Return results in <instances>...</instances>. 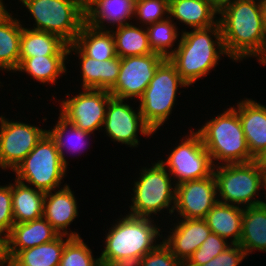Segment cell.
Instances as JSON below:
<instances>
[{
	"instance_id": "9c48e42d",
	"label": "cell",
	"mask_w": 266,
	"mask_h": 266,
	"mask_svg": "<svg viewBox=\"0 0 266 266\" xmlns=\"http://www.w3.org/2000/svg\"><path fill=\"white\" fill-rule=\"evenodd\" d=\"M35 23L27 28L55 34L68 45L74 43L83 24L85 11L77 0H18ZM32 16V17H31ZM32 26V28H31Z\"/></svg>"
},
{
	"instance_id": "cb8c5ba5",
	"label": "cell",
	"mask_w": 266,
	"mask_h": 266,
	"mask_svg": "<svg viewBox=\"0 0 266 266\" xmlns=\"http://www.w3.org/2000/svg\"><path fill=\"white\" fill-rule=\"evenodd\" d=\"M244 208L217 202L204 218L212 233L239 244Z\"/></svg>"
},
{
	"instance_id": "f546056e",
	"label": "cell",
	"mask_w": 266,
	"mask_h": 266,
	"mask_svg": "<svg viewBox=\"0 0 266 266\" xmlns=\"http://www.w3.org/2000/svg\"><path fill=\"white\" fill-rule=\"evenodd\" d=\"M71 238L59 235L51 242L19 250L10 260L16 266H59L65 244Z\"/></svg>"
},
{
	"instance_id": "ee69618b",
	"label": "cell",
	"mask_w": 266,
	"mask_h": 266,
	"mask_svg": "<svg viewBox=\"0 0 266 266\" xmlns=\"http://www.w3.org/2000/svg\"><path fill=\"white\" fill-rule=\"evenodd\" d=\"M79 6L86 11L92 4H94L97 0H77Z\"/></svg>"
},
{
	"instance_id": "5b68a950",
	"label": "cell",
	"mask_w": 266,
	"mask_h": 266,
	"mask_svg": "<svg viewBox=\"0 0 266 266\" xmlns=\"http://www.w3.org/2000/svg\"><path fill=\"white\" fill-rule=\"evenodd\" d=\"M150 168L141 167L139 177L133 182L130 210L127 214L135 217L154 218L167 211L173 217L176 184L167 169L158 161ZM134 183V184H133ZM169 211V212H168ZM160 213V214H159Z\"/></svg>"
},
{
	"instance_id": "3957f363",
	"label": "cell",
	"mask_w": 266,
	"mask_h": 266,
	"mask_svg": "<svg viewBox=\"0 0 266 266\" xmlns=\"http://www.w3.org/2000/svg\"><path fill=\"white\" fill-rule=\"evenodd\" d=\"M158 221V219L135 217L129 214L124 216L121 214L119 219L116 218L115 223L113 220L108 232L104 234V248L99 256L101 266L119 258L134 256L143 258L151 252L163 238L164 229L160 228Z\"/></svg>"
},
{
	"instance_id": "4fadbf2b",
	"label": "cell",
	"mask_w": 266,
	"mask_h": 266,
	"mask_svg": "<svg viewBox=\"0 0 266 266\" xmlns=\"http://www.w3.org/2000/svg\"><path fill=\"white\" fill-rule=\"evenodd\" d=\"M47 133L38 125L0 116V168L14 171Z\"/></svg>"
},
{
	"instance_id": "4dcf8cb0",
	"label": "cell",
	"mask_w": 266,
	"mask_h": 266,
	"mask_svg": "<svg viewBox=\"0 0 266 266\" xmlns=\"http://www.w3.org/2000/svg\"><path fill=\"white\" fill-rule=\"evenodd\" d=\"M111 32L115 41L116 55L120 58L154 53L145 26L134 25L131 21V24L122 25Z\"/></svg>"
},
{
	"instance_id": "ffe728a7",
	"label": "cell",
	"mask_w": 266,
	"mask_h": 266,
	"mask_svg": "<svg viewBox=\"0 0 266 266\" xmlns=\"http://www.w3.org/2000/svg\"><path fill=\"white\" fill-rule=\"evenodd\" d=\"M233 106L238 112L249 152L255 157L266 148V105L246 97Z\"/></svg>"
},
{
	"instance_id": "b9f144b4",
	"label": "cell",
	"mask_w": 266,
	"mask_h": 266,
	"mask_svg": "<svg viewBox=\"0 0 266 266\" xmlns=\"http://www.w3.org/2000/svg\"><path fill=\"white\" fill-rule=\"evenodd\" d=\"M211 6L219 13L225 7L229 6L235 0H209Z\"/></svg>"
},
{
	"instance_id": "d6a6232c",
	"label": "cell",
	"mask_w": 266,
	"mask_h": 266,
	"mask_svg": "<svg viewBox=\"0 0 266 266\" xmlns=\"http://www.w3.org/2000/svg\"><path fill=\"white\" fill-rule=\"evenodd\" d=\"M149 44L154 53L168 58L178 46L181 32L177 24L170 18L146 26ZM180 32V33H179ZM175 46V47H174Z\"/></svg>"
},
{
	"instance_id": "e0dca14e",
	"label": "cell",
	"mask_w": 266,
	"mask_h": 266,
	"mask_svg": "<svg viewBox=\"0 0 266 266\" xmlns=\"http://www.w3.org/2000/svg\"><path fill=\"white\" fill-rule=\"evenodd\" d=\"M59 235L43 216L14 224L10 234L0 244V257L11 259L19 250L51 242Z\"/></svg>"
},
{
	"instance_id": "52a82bcc",
	"label": "cell",
	"mask_w": 266,
	"mask_h": 266,
	"mask_svg": "<svg viewBox=\"0 0 266 266\" xmlns=\"http://www.w3.org/2000/svg\"><path fill=\"white\" fill-rule=\"evenodd\" d=\"M190 87L166 58L156 69L143 95L138 99L145 123L157 133L172 115L180 88ZM168 119V120H167Z\"/></svg>"
},
{
	"instance_id": "74e56055",
	"label": "cell",
	"mask_w": 266,
	"mask_h": 266,
	"mask_svg": "<svg viewBox=\"0 0 266 266\" xmlns=\"http://www.w3.org/2000/svg\"><path fill=\"white\" fill-rule=\"evenodd\" d=\"M141 266H183V263L162 241L141 259Z\"/></svg>"
},
{
	"instance_id": "8d00e7d4",
	"label": "cell",
	"mask_w": 266,
	"mask_h": 266,
	"mask_svg": "<svg viewBox=\"0 0 266 266\" xmlns=\"http://www.w3.org/2000/svg\"><path fill=\"white\" fill-rule=\"evenodd\" d=\"M14 225L12 211V181L0 185V244L10 234Z\"/></svg>"
},
{
	"instance_id": "7bdbcfd3",
	"label": "cell",
	"mask_w": 266,
	"mask_h": 266,
	"mask_svg": "<svg viewBox=\"0 0 266 266\" xmlns=\"http://www.w3.org/2000/svg\"><path fill=\"white\" fill-rule=\"evenodd\" d=\"M6 5L5 1L0 0V23L11 14L10 9H6Z\"/></svg>"
},
{
	"instance_id": "1f68e13d",
	"label": "cell",
	"mask_w": 266,
	"mask_h": 266,
	"mask_svg": "<svg viewBox=\"0 0 266 266\" xmlns=\"http://www.w3.org/2000/svg\"><path fill=\"white\" fill-rule=\"evenodd\" d=\"M56 122L57 123H55L53 128L51 127V129H47V132L55 140L63 162L69 166V161H67L68 157L65 153H77L81 156V153L85 151L84 149H87L86 146L90 144L87 140L90 139L89 137H91L92 134L75 127L71 123H68L60 115Z\"/></svg>"
},
{
	"instance_id": "8992f818",
	"label": "cell",
	"mask_w": 266,
	"mask_h": 266,
	"mask_svg": "<svg viewBox=\"0 0 266 266\" xmlns=\"http://www.w3.org/2000/svg\"><path fill=\"white\" fill-rule=\"evenodd\" d=\"M213 175L218 202L243 208L266 202V176L254 161L215 166Z\"/></svg>"
},
{
	"instance_id": "e575fe53",
	"label": "cell",
	"mask_w": 266,
	"mask_h": 266,
	"mask_svg": "<svg viewBox=\"0 0 266 266\" xmlns=\"http://www.w3.org/2000/svg\"><path fill=\"white\" fill-rule=\"evenodd\" d=\"M134 24L148 26L169 18V0H136Z\"/></svg>"
},
{
	"instance_id": "f35d334b",
	"label": "cell",
	"mask_w": 266,
	"mask_h": 266,
	"mask_svg": "<svg viewBox=\"0 0 266 266\" xmlns=\"http://www.w3.org/2000/svg\"><path fill=\"white\" fill-rule=\"evenodd\" d=\"M247 259L245 251L239 244H232L224 252L201 266H240Z\"/></svg>"
},
{
	"instance_id": "8fae6325",
	"label": "cell",
	"mask_w": 266,
	"mask_h": 266,
	"mask_svg": "<svg viewBox=\"0 0 266 266\" xmlns=\"http://www.w3.org/2000/svg\"><path fill=\"white\" fill-rule=\"evenodd\" d=\"M75 96L65 94L67 99H57L60 104L59 115L75 127L95 134L101 131L106 116L109 99L106 89H81ZM79 93V94H78Z\"/></svg>"
},
{
	"instance_id": "ab89813d",
	"label": "cell",
	"mask_w": 266,
	"mask_h": 266,
	"mask_svg": "<svg viewBox=\"0 0 266 266\" xmlns=\"http://www.w3.org/2000/svg\"><path fill=\"white\" fill-rule=\"evenodd\" d=\"M142 257H125L109 261L105 266H141Z\"/></svg>"
},
{
	"instance_id": "60d3db41",
	"label": "cell",
	"mask_w": 266,
	"mask_h": 266,
	"mask_svg": "<svg viewBox=\"0 0 266 266\" xmlns=\"http://www.w3.org/2000/svg\"><path fill=\"white\" fill-rule=\"evenodd\" d=\"M254 162L266 176V148L254 157Z\"/></svg>"
},
{
	"instance_id": "30bf717a",
	"label": "cell",
	"mask_w": 266,
	"mask_h": 266,
	"mask_svg": "<svg viewBox=\"0 0 266 266\" xmlns=\"http://www.w3.org/2000/svg\"><path fill=\"white\" fill-rule=\"evenodd\" d=\"M190 131V132H189ZM179 143H175L165 159L158 160L169 172L176 185L186 181L199 180L211 176L214 164L203 145L200 134L189 129Z\"/></svg>"
},
{
	"instance_id": "836d02e7",
	"label": "cell",
	"mask_w": 266,
	"mask_h": 266,
	"mask_svg": "<svg viewBox=\"0 0 266 266\" xmlns=\"http://www.w3.org/2000/svg\"><path fill=\"white\" fill-rule=\"evenodd\" d=\"M59 266H101V262L82 237H72L65 244Z\"/></svg>"
},
{
	"instance_id": "d590c367",
	"label": "cell",
	"mask_w": 266,
	"mask_h": 266,
	"mask_svg": "<svg viewBox=\"0 0 266 266\" xmlns=\"http://www.w3.org/2000/svg\"><path fill=\"white\" fill-rule=\"evenodd\" d=\"M232 245L227 239L210 233L201 246L189 257L183 266H201L224 252Z\"/></svg>"
},
{
	"instance_id": "ba28073f",
	"label": "cell",
	"mask_w": 266,
	"mask_h": 266,
	"mask_svg": "<svg viewBox=\"0 0 266 266\" xmlns=\"http://www.w3.org/2000/svg\"><path fill=\"white\" fill-rule=\"evenodd\" d=\"M67 168L55 140L47 132L13 173L16 180L46 193L60 189Z\"/></svg>"
},
{
	"instance_id": "83f0119b",
	"label": "cell",
	"mask_w": 266,
	"mask_h": 266,
	"mask_svg": "<svg viewBox=\"0 0 266 266\" xmlns=\"http://www.w3.org/2000/svg\"><path fill=\"white\" fill-rule=\"evenodd\" d=\"M12 13L0 23V71L15 73L19 67L23 24Z\"/></svg>"
},
{
	"instance_id": "bcb514c9",
	"label": "cell",
	"mask_w": 266,
	"mask_h": 266,
	"mask_svg": "<svg viewBox=\"0 0 266 266\" xmlns=\"http://www.w3.org/2000/svg\"><path fill=\"white\" fill-rule=\"evenodd\" d=\"M0 266H16L10 259L0 257Z\"/></svg>"
},
{
	"instance_id": "4316f807",
	"label": "cell",
	"mask_w": 266,
	"mask_h": 266,
	"mask_svg": "<svg viewBox=\"0 0 266 266\" xmlns=\"http://www.w3.org/2000/svg\"><path fill=\"white\" fill-rule=\"evenodd\" d=\"M12 183L14 224L33 221L43 216L45 192L28 186L15 178Z\"/></svg>"
},
{
	"instance_id": "f6af8a7d",
	"label": "cell",
	"mask_w": 266,
	"mask_h": 266,
	"mask_svg": "<svg viewBox=\"0 0 266 266\" xmlns=\"http://www.w3.org/2000/svg\"><path fill=\"white\" fill-rule=\"evenodd\" d=\"M261 3V11H262V17H263V23L266 30V2H260Z\"/></svg>"
},
{
	"instance_id": "7c38bea8",
	"label": "cell",
	"mask_w": 266,
	"mask_h": 266,
	"mask_svg": "<svg viewBox=\"0 0 266 266\" xmlns=\"http://www.w3.org/2000/svg\"><path fill=\"white\" fill-rule=\"evenodd\" d=\"M126 101V102H125ZM128 103V104H127ZM127 99L111 97L108 102L105 120L101 129L111 141L125 144L130 148H138V134L146 138L154 135V131L145 123L139 106L136 109Z\"/></svg>"
},
{
	"instance_id": "6da1fadb",
	"label": "cell",
	"mask_w": 266,
	"mask_h": 266,
	"mask_svg": "<svg viewBox=\"0 0 266 266\" xmlns=\"http://www.w3.org/2000/svg\"><path fill=\"white\" fill-rule=\"evenodd\" d=\"M224 48L232 62L266 63V30L259 0H235L218 13Z\"/></svg>"
},
{
	"instance_id": "5bb4252c",
	"label": "cell",
	"mask_w": 266,
	"mask_h": 266,
	"mask_svg": "<svg viewBox=\"0 0 266 266\" xmlns=\"http://www.w3.org/2000/svg\"><path fill=\"white\" fill-rule=\"evenodd\" d=\"M162 55L152 53L121 58L116 83L108 90L113 97L138 100L148 87L157 67L165 60Z\"/></svg>"
},
{
	"instance_id": "7a4b0ae2",
	"label": "cell",
	"mask_w": 266,
	"mask_h": 266,
	"mask_svg": "<svg viewBox=\"0 0 266 266\" xmlns=\"http://www.w3.org/2000/svg\"><path fill=\"white\" fill-rule=\"evenodd\" d=\"M178 43L168 60L189 86L208 76L222 56H228L219 22L207 28L182 29Z\"/></svg>"
},
{
	"instance_id": "9a60e30c",
	"label": "cell",
	"mask_w": 266,
	"mask_h": 266,
	"mask_svg": "<svg viewBox=\"0 0 266 266\" xmlns=\"http://www.w3.org/2000/svg\"><path fill=\"white\" fill-rule=\"evenodd\" d=\"M217 202L216 179L213 174L203 179L183 182L176 185L173 218L204 219Z\"/></svg>"
},
{
	"instance_id": "44dd1931",
	"label": "cell",
	"mask_w": 266,
	"mask_h": 266,
	"mask_svg": "<svg viewBox=\"0 0 266 266\" xmlns=\"http://www.w3.org/2000/svg\"><path fill=\"white\" fill-rule=\"evenodd\" d=\"M135 1L97 0L85 11V23L96 29L109 31L131 24L130 20L134 19L135 14Z\"/></svg>"
},
{
	"instance_id": "277c9868",
	"label": "cell",
	"mask_w": 266,
	"mask_h": 266,
	"mask_svg": "<svg viewBox=\"0 0 266 266\" xmlns=\"http://www.w3.org/2000/svg\"><path fill=\"white\" fill-rule=\"evenodd\" d=\"M211 156L214 166L254 161L234 106L207 120L196 130Z\"/></svg>"
},
{
	"instance_id": "f1b7e54d",
	"label": "cell",
	"mask_w": 266,
	"mask_h": 266,
	"mask_svg": "<svg viewBox=\"0 0 266 266\" xmlns=\"http://www.w3.org/2000/svg\"><path fill=\"white\" fill-rule=\"evenodd\" d=\"M74 44L88 57L105 61L116 58L115 41L111 31L96 29L84 23Z\"/></svg>"
},
{
	"instance_id": "603a6c76",
	"label": "cell",
	"mask_w": 266,
	"mask_h": 266,
	"mask_svg": "<svg viewBox=\"0 0 266 266\" xmlns=\"http://www.w3.org/2000/svg\"><path fill=\"white\" fill-rule=\"evenodd\" d=\"M23 24L20 40L19 65L31 57L68 55L69 45L59 36L45 31L34 30Z\"/></svg>"
},
{
	"instance_id": "d4e9b609",
	"label": "cell",
	"mask_w": 266,
	"mask_h": 266,
	"mask_svg": "<svg viewBox=\"0 0 266 266\" xmlns=\"http://www.w3.org/2000/svg\"><path fill=\"white\" fill-rule=\"evenodd\" d=\"M239 245L247 257L253 251L266 252V202L244 208Z\"/></svg>"
},
{
	"instance_id": "7402d4cb",
	"label": "cell",
	"mask_w": 266,
	"mask_h": 266,
	"mask_svg": "<svg viewBox=\"0 0 266 266\" xmlns=\"http://www.w3.org/2000/svg\"><path fill=\"white\" fill-rule=\"evenodd\" d=\"M169 18L185 28L199 29L215 25L218 12L209 0H169Z\"/></svg>"
},
{
	"instance_id": "ac0fdd59",
	"label": "cell",
	"mask_w": 266,
	"mask_h": 266,
	"mask_svg": "<svg viewBox=\"0 0 266 266\" xmlns=\"http://www.w3.org/2000/svg\"><path fill=\"white\" fill-rule=\"evenodd\" d=\"M75 197L74 191L67 183L60 189L45 194L43 217L60 235L81 237L78 231L75 232L69 228L79 217L77 197Z\"/></svg>"
},
{
	"instance_id": "2e32d148",
	"label": "cell",
	"mask_w": 266,
	"mask_h": 266,
	"mask_svg": "<svg viewBox=\"0 0 266 266\" xmlns=\"http://www.w3.org/2000/svg\"><path fill=\"white\" fill-rule=\"evenodd\" d=\"M171 219L168 235L162 241L171 252L184 264L210 235L211 230L205 219ZM174 225V226H173ZM173 226V227H172ZM166 237V238H165Z\"/></svg>"
},
{
	"instance_id": "484cf974",
	"label": "cell",
	"mask_w": 266,
	"mask_h": 266,
	"mask_svg": "<svg viewBox=\"0 0 266 266\" xmlns=\"http://www.w3.org/2000/svg\"><path fill=\"white\" fill-rule=\"evenodd\" d=\"M69 55H48V56H35L26 58L17 68L18 72L30 76L34 82L43 85H56L57 79L67 74V63L70 61ZM68 60V61H67Z\"/></svg>"
},
{
	"instance_id": "d6986e66",
	"label": "cell",
	"mask_w": 266,
	"mask_h": 266,
	"mask_svg": "<svg viewBox=\"0 0 266 266\" xmlns=\"http://www.w3.org/2000/svg\"><path fill=\"white\" fill-rule=\"evenodd\" d=\"M76 55L80 67L81 89L109 90L117 81L121 58L116 57L105 61L86 56L74 43L69 44L68 55ZM80 61V62H79Z\"/></svg>"
}]
</instances>
